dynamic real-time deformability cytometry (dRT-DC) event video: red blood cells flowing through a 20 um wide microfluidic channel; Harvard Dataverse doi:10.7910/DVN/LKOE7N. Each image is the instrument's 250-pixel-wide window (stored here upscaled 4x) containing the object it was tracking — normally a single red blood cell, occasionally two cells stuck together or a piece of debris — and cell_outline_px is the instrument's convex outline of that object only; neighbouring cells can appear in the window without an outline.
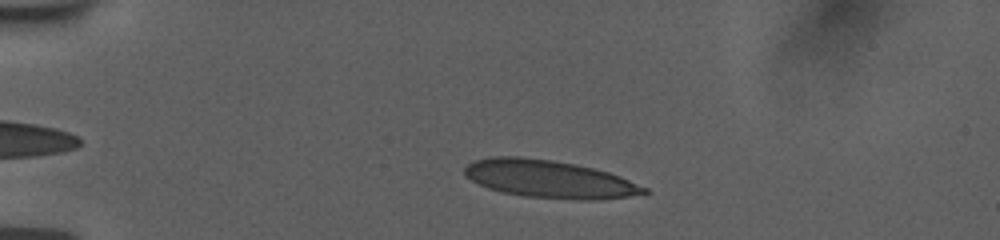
{"species": "human", "species_latin": "Homo sapiens", "temperature_condition": "room temperature", "stored_images_in_passage": 50, "camera_frame_rate_fps": 3000, "um_per_image_px": 0.085, "donor": {"sex": "female"}, "frame": {"image": 1, "passage_image": 8, "time_ms": 2.333, "image_size_px": [1000, 240], "cell_outline_px": [[652, 192], [644, 196], [596, 200], [580, 200], [524, 196], [504, 192], [488, 188], [464, 176], [464, 168], [472, 160], [488, 156], [520, 156], [552, 160], [576, 164], [608, 172], [620, 176], [648, 188]], "centroid_in_image_um": [46.75, 15.22], "position_along_channel_um": 38.2, "area_um2": 40.0}}
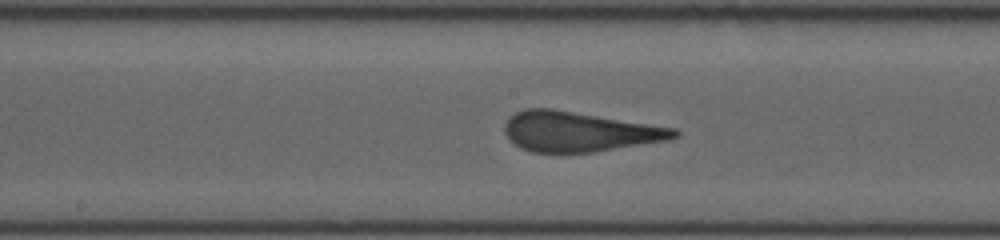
{"frame": {"image": 2, "passage_image": 25, "time_ms": 8.0, "image_size_px": [1000, 240], "cell_outline_px": [[680, 136], [672, 140], [592, 152], [532, 152], [520, 148], [508, 140], [504, 132], [504, 124], [508, 116], [524, 108], [552, 108], [676, 128], [680, 132]], "centroid_in_image_um": [49.22, 11.18], "position_along_channel_um": 199.0, "area_um2": 39.94}}
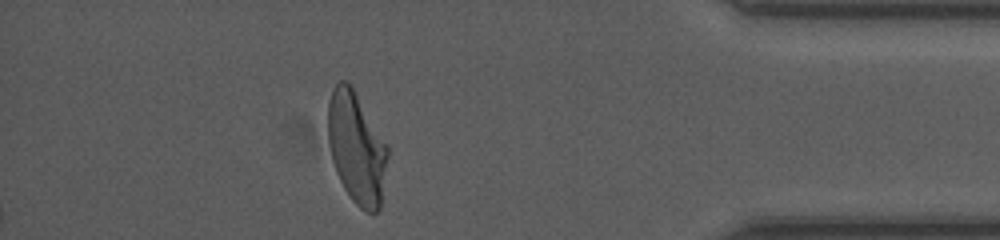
{"frame": {"image": 3, "passage_image": 44, "time_ms": 14.333, "image_size_px": [1000, 240], "cell_outline_px": [[388, 156], [380, 208], [376, 212], [364, 212], [352, 200], [344, 188], [336, 172], [332, 160], [328, 144], [328, 100], [332, 88], [340, 80], [344, 80], [352, 88], [388, 148]], "centroid_in_image_um": [30.28, 12.61], "position_along_channel_um": 404.9, "area_um2": 38.21}, "authors_computed_cell_mechanics": {"area_um2": 39.3907, "velocity_mm_per_s": 3.7728, "shape_relaxation_time_tau1_ms": 9.1409, "shape_relaxation_time_tau2_ms": null, "deformation_change_tau1": 0.2852, "deformation_change_tau2": null}}